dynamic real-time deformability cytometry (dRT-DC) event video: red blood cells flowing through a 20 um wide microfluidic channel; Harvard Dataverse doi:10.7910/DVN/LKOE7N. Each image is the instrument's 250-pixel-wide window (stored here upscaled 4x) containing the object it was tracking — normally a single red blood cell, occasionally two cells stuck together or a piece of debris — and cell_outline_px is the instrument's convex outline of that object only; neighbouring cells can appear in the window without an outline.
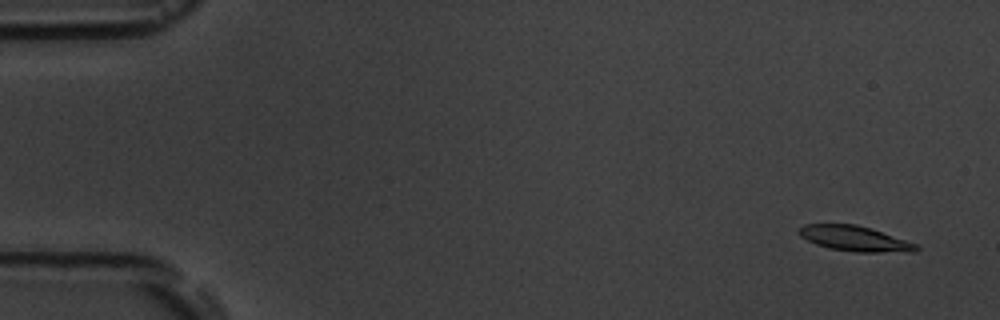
{"species": "common noctule bat (a hibernating species)", "species_latin": "Nyctalus noctula", "temperature_condition": "room temperature", "stored_images_in_passage": 6, "camera_frame_rate_fps": 3000, "um_per_image_px": 0.085, "animal": {"sex": "male", "body_mass_g": 19.5, "forearm_length_mm": 54.6}, "frame": {"image": 1, "passage_image": 1, "time_ms": 0.0, "image_size_px": [1000, 320], "cell_outline_px": [[920, 248], [916, 252], [856, 252], [828, 248], [816, 244], [800, 236], [796, 232], [804, 224], [856, 224], [916, 244]], "centroid_in_image_um": [72.61, 20.29], "position_along_channel_um": 12.4, "area_um2": 16.99}}
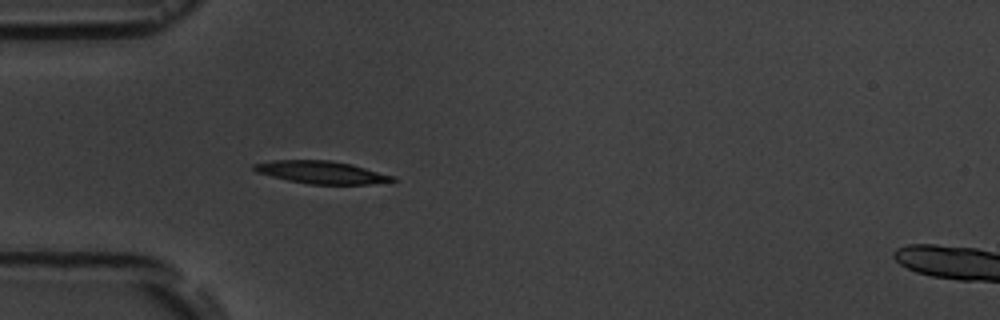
{"frame": {"image": 2, "passage_image": 5, "time_ms": 4.667, "image_size_px": [1000, 320], "cell_outline_px": [[396, 180], [368, 184], [308, 184], [288, 180], [256, 172], [252, 168], [252, 164], [272, 160], [328, 160], [352, 164], [396, 176]], "centroid_in_image_um": [27.31, 14.64], "position_along_channel_um": 57.7, "area_um2": 18.21}}